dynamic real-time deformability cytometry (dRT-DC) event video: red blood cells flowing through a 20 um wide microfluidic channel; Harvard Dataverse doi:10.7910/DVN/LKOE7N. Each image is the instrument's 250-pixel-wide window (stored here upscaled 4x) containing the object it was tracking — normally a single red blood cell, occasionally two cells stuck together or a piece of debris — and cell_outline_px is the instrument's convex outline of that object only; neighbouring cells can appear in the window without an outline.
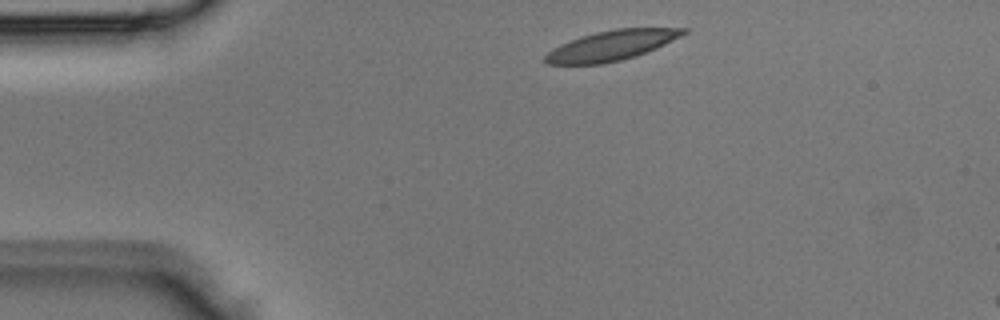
{"species": "Egyptian fruit bat (a non-hibernating species)", "species_latin": "Rousettus aegyptiacus", "temperature_condition": "room temperature", "stored_images_in_passage": 3, "segment_of_instrument_passage": [1, 2], "camera_frame_rate_fps": 3000, "um_per_image_px": 0.085, "animal": {"sex": "male"}, "frame": {"image": 1, "passage_image": 1, "time_ms": 0.0, "image_size_px": [1000, 320], "cell_outline_px": [[688, 32], [656, 48], [636, 56], [604, 64], [548, 64], [544, 60], [544, 56], [548, 52], [560, 44], [580, 36], [596, 32], [616, 28], [688, 28]], "centroid_in_image_um": [51.96, 3.86], "position_along_channel_um": 33.0, "area_um2": 23.99}}